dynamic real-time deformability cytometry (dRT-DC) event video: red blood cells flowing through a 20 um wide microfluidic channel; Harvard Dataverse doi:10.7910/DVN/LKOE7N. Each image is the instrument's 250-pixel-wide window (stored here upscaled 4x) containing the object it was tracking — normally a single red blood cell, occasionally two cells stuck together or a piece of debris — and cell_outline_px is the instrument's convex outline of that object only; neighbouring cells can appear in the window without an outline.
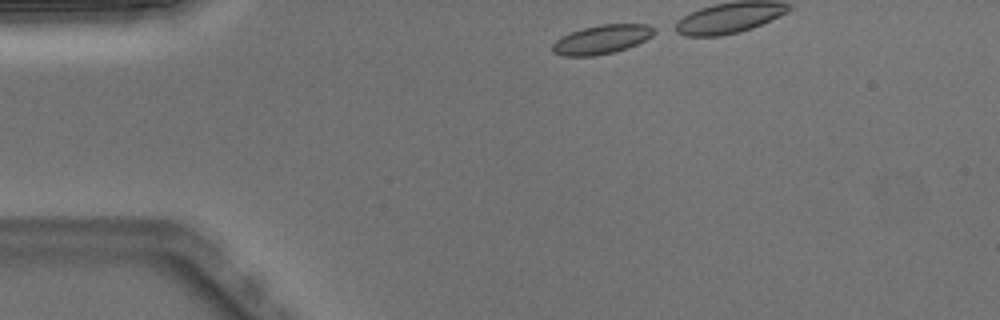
{"species": "Egyptian fruit bat (a non-hibernating species)", "species_latin": "Rousettus aegyptiacus", "temperature_condition": "warm", "stored_images_in_passage": 31, "camera_frame_rate_fps": 3000, "um_per_image_px": 0.085, "animal": {"sex": "male"}, "frame": {"image": 1, "passage_image": 1, "time_ms": 0.0, "image_size_px": [1000, 320], "cell_outline_px": [[660, 32], [628, 48], [616, 52], [596, 56], [560, 56], [552, 52], [552, 44], [560, 36], [584, 28], [600, 24], [648, 24], [656, 28]], "centroid_in_image_um": [51.18, 3.36], "position_along_channel_um": 33.8, "area_um2": 17.51}}
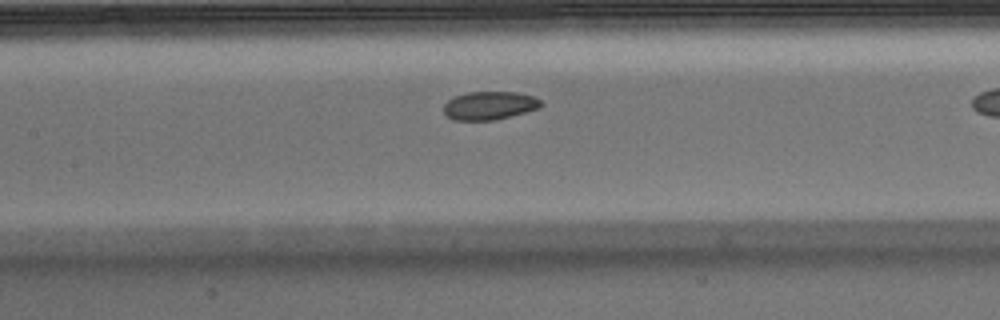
{"frame": {"image": 2, "passage_image": 14, "time_ms": 4.333, "image_size_px": [1000, 320], "cell_outline_px": [[544, 104], [540, 108], [496, 120], [456, 120], [448, 116], [444, 112], [444, 104], [448, 100], [456, 96], [468, 92], [516, 92], [532, 96], [540, 100]], "centroid_in_image_um": [41.63, 8.97], "position_along_channel_um": 165.8, "area_um2": 15.95}}